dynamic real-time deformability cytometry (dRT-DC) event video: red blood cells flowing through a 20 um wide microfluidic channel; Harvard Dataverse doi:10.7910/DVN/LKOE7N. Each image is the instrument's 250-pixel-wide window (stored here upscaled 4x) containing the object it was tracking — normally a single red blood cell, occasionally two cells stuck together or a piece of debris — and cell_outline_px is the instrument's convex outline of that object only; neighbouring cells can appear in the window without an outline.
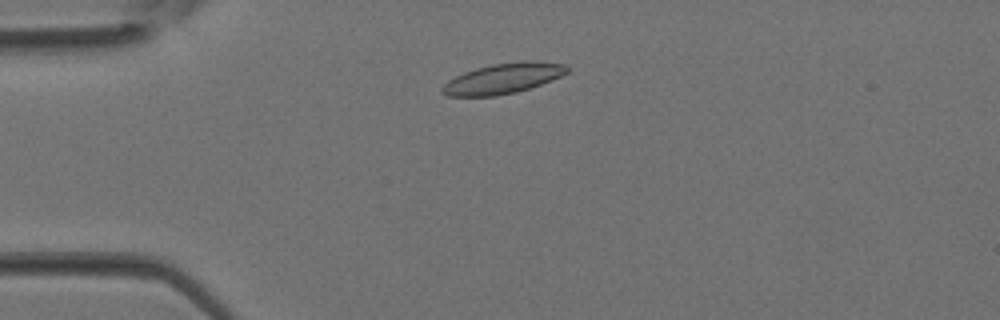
{"species": "Egyptian fruit bat (a non-hibernating species)", "species_latin": "Rousettus aegyptiacus", "temperature_condition": "room temperature", "stored_images_in_passage": 4, "camera_frame_rate_fps": 3000, "um_per_image_px": 0.085, "animal": {"sex": "female"}, "frame": {"image": 1, "passage_image": 4, "time_ms": 1.0, "image_size_px": [1000, 320], "cell_outline_px": [[568, 72], [552, 80], [516, 92], [496, 96], [448, 96], [440, 92], [440, 88], [448, 80], [464, 72], [476, 68], [492, 64], [524, 60], [528, 60], [564, 64], [568, 68]], "centroid_in_image_um": [42.72, 6.67], "position_along_channel_um": 42.3, "area_um2": 22.02}}